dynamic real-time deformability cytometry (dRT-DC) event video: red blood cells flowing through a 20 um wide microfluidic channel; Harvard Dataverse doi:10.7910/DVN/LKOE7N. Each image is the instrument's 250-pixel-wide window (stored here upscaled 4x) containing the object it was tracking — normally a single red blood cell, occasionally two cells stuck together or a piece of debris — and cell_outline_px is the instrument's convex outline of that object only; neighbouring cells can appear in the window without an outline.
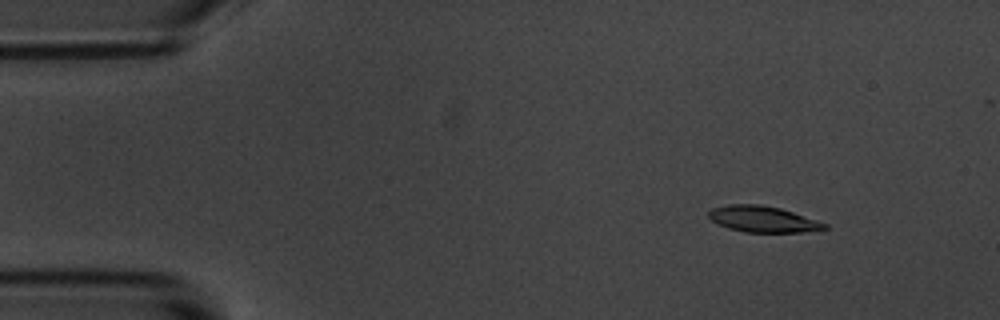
{"species": "common noctule bat (a hibernating species)", "species_latin": "Nyctalus noctula", "temperature_condition": "room temperature", "stored_images_in_passage": 4, "camera_frame_rate_fps": 3000, "um_per_image_px": 0.085, "animal": {"sex": "male", "body_mass_g": 20.1, "forearm_length_mm": 53.5}, "frame": {"image": 1, "passage_image": 2, "time_ms": 1.333, "image_size_px": [1000, 320], "cell_outline_px": [[828, 228], [800, 232], [744, 232], [728, 228], [716, 224], [708, 216], [708, 212], [712, 208], [728, 204], [760, 204], [780, 208], [828, 224]], "centroid_in_image_um": [64.79, 18.62], "position_along_channel_um": 20.2, "area_um2": 17.57}}